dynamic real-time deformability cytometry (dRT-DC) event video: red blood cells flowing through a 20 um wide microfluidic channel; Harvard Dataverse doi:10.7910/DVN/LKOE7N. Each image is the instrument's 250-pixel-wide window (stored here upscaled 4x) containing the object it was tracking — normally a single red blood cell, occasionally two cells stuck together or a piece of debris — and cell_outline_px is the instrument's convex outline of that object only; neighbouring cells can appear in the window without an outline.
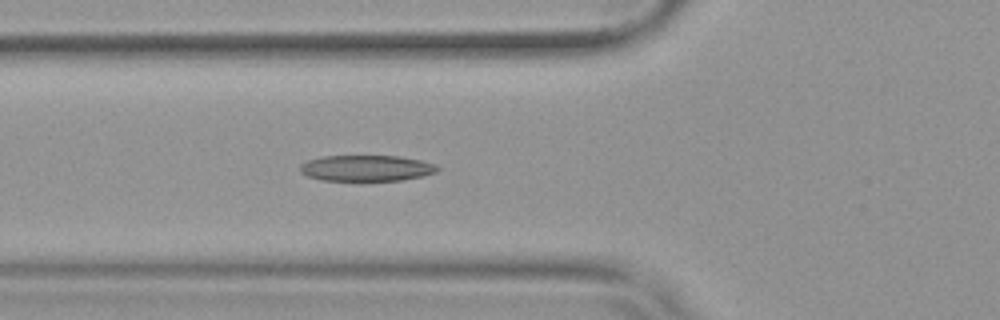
{"species": "common noctule bat (a hibernating species)", "species_latin": "Nyctalus noctula", "temperature_condition": "warm", "stored_images_in_passage": 46, "camera_frame_rate_fps": 3000, "um_per_image_px": 0.085, "animal": {"sex": "female", "body_mass_g": 19.9}, "frame": {"image": 1, "passage_image": 20, "time_ms": 6.333, "image_size_px": [1000, 320], "cell_outline_px": [[440, 168], [436, 172], [424, 176], [404, 180], [320, 180], [308, 176], [300, 172], [300, 164], [308, 160], [324, 156], [400, 156], [420, 160], [436, 164]], "centroid_in_image_um": [31.17, 14.29], "position_along_channel_um": 94.6, "area_um2": 20.81}, "authors_computed_cell_mechanics": {"area_um2": 21.1259, "velocity_mm_per_s": 3.8139, "shape_relaxation_time_tau1_ms": 8.2445, "shape_relaxation_time_tau2_ms": 2.9194, "deformation_change_tau1": 0.251, "deformation_change_tau2": 0.1155}}